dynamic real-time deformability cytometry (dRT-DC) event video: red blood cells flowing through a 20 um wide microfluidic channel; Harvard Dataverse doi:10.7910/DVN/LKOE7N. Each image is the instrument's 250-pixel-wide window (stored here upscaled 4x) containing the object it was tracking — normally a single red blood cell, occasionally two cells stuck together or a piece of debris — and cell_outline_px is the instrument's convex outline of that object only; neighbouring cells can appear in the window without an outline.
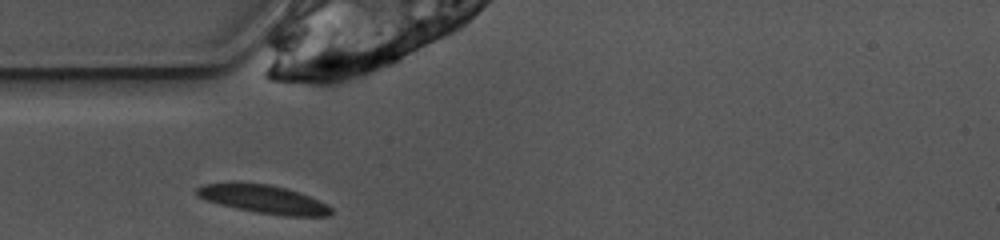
{"species": "common noctule bat (a hibernating species)", "species_latin": "Nyctalus noctula", "temperature_condition": "warm", "stored_images_in_passage": 24, "camera_frame_rate_fps": 3000, "um_per_image_px": 0.085, "animal": {"sex": "female", "body_mass_g": 10.0, "forearm_length_mm": 53.1}, "frame": {"image": 1, "passage_image": 1, "time_ms": 0.0, "image_size_px": [1000, 240], "cell_outline_px": [[332, 212], [328, 216], [284, 216], [256, 212], [236, 208], [220, 204], [208, 200], [200, 196], [196, 192], [196, 188], [204, 184], [232, 180], [268, 184], [284, 188], [320, 200], [328, 204], [332, 208]], "centroid_in_image_um": [22.38, 16.9], "position_along_channel_um": 62.6, "area_um2": 22.37}}
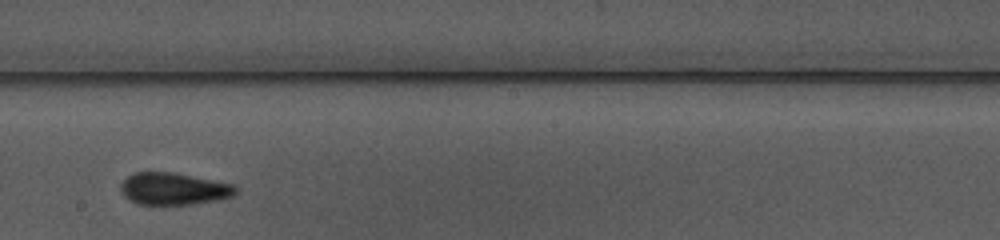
{"frame": {"image": 2, "passage_image": 14, "time_ms": 4.333, "image_size_px": [1000, 240], "cell_outline_px": [[236, 192], [232, 196], [220, 200], [192, 204], [136, 204], [128, 200], [124, 196], [120, 188], [120, 184], [132, 172], [172, 172], [236, 184]], "centroid_in_image_um": [14.76, 16.04], "position_along_channel_um": 233.4, "area_um2": 21.68}}
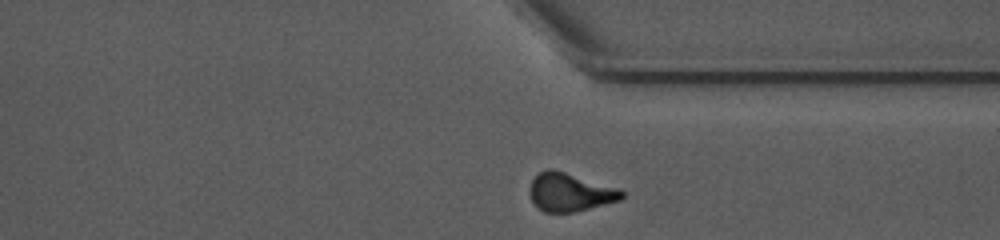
{"frame": {"image": 3, "passage_image": 24, "time_ms": 7.667, "image_size_px": [1000, 240], "cell_outline_px": [[628, 192], [620, 200], [576, 212], [544, 212], [532, 200], [528, 192], [528, 188], [532, 180], [540, 172], [548, 168], [552, 168], [620, 188]], "centroid_in_image_um": [48.48, 16.33], "position_along_channel_um": 362.9, "area_um2": 20.75}, "authors_computed_cell_mechanics": {"area_um2": 21.1548, "velocity_mm_per_s": 3.9094, "shape_relaxation_time_tau1_ms": 4.2322, "shape_relaxation_time_tau2_ms": 2.0173, "deformation_change_tau1": 0.1741, "deformation_change_tau2": 0.0951}}